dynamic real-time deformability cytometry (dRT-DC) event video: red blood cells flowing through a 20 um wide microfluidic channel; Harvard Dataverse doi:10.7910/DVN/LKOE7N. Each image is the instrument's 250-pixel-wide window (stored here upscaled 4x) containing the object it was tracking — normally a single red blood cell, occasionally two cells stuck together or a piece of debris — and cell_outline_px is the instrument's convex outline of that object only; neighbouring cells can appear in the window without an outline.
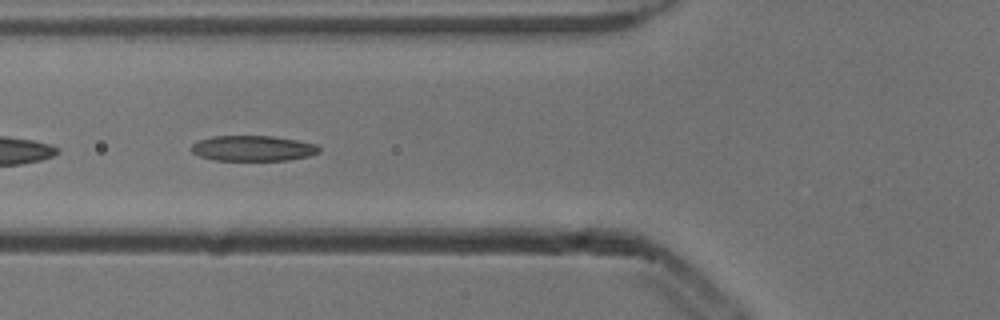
{"species": "common noctule bat (a hibernating species)", "species_latin": "Nyctalus noctula", "temperature_condition": "cold", "stored_images_in_passage": 41, "camera_frame_rate_fps": 3000, "um_per_image_px": 0.085, "animal": {"sex": "male", "body_mass_g": 13.3}, "frame": {"image": 1, "passage_image": 12, "time_ms": 3.667, "image_size_px": [1000, 320], "cell_outline_px": [[320, 152], [308, 156], [288, 160], [216, 160], [200, 156], [192, 152], [188, 148], [192, 144], [200, 140], [212, 136], [272, 136], [296, 140], [316, 144], [320, 148]], "centroid_in_image_um": [21.48, 12.6], "position_along_channel_um": 104.3, "area_um2": 18.9}, "authors_computed_cell_mechanics": {"area_um2": 19.0162, "velocity_mm_per_s": 3.8855, "shape_relaxation_time_tau1_ms": null, "shape_relaxation_time_tau2_ms": 3.5943, "deformation_change_tau1": null, "deformation_change_tau2": 0.1237}}